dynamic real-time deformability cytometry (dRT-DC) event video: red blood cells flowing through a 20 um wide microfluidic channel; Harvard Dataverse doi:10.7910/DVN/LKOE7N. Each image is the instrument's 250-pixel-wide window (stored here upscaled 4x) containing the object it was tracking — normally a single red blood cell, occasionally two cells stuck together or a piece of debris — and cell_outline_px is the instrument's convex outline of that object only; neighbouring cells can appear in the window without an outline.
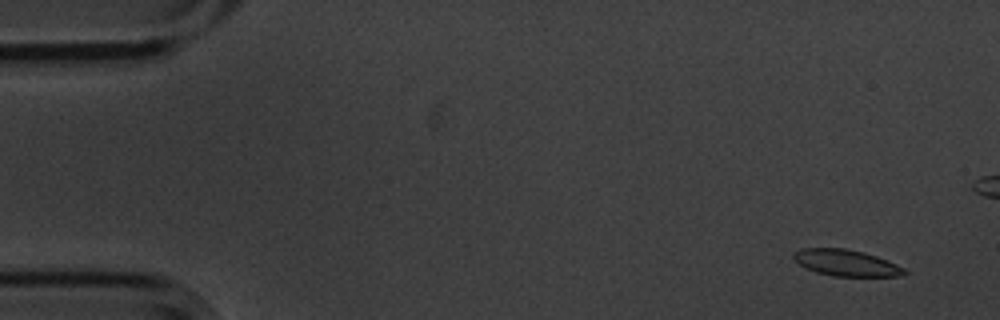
{"species": "common noctule bat (a hibernating species)", "species_latin": "Nyctalus noctula", "temperature_condition": "cold", "stored_images_in_passage": 11, "segment_of_instrument_passage": [1, 2], "camera_frame_rate_fps": 3000, "um_per_image_px": 0.085, "animal": {"sex": "male", "body_mass_g": 20.1, "forearm_length_mm": 53.5}, "frame": {"image": 1, "passage_image": 1, "time_ms": 0.0, "image_size_px": [1000, 320], "cell_outline_px": [[908, 272], [900, 276], [836, 276], [816, 272], [800, 264], [792, 256], [800, 248], [844, 248], [864, 252], [888, 260], [904, 268]], "centroid_in_image_um": [71.96, 22.34], "position_along_channel_um": 13.0, "area_um2": 16.82}}
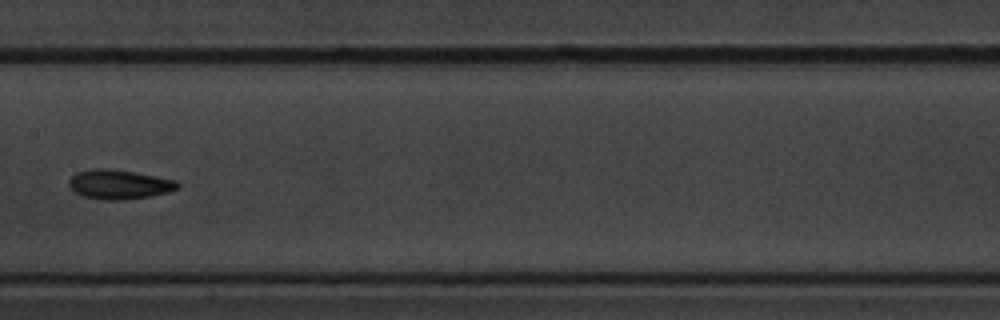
{"frame": {"image": 2, "passage_image": 7, "time_ms": 2.0, "image_size_px": [1000, 320], "cell_outline_px": [[180, 188], [168, 192], [152, 196], [124, 200], [100, 200], [80, 196], [68, 184], [68, 180], [76, 172], [88, 168], [108, 168], [156, 176], [176, 180], [180, 184]], "centroid_in_image_um": [10.11, 15.68], "position_along_channel_um": 197.3, "area_um2": 18.9}}
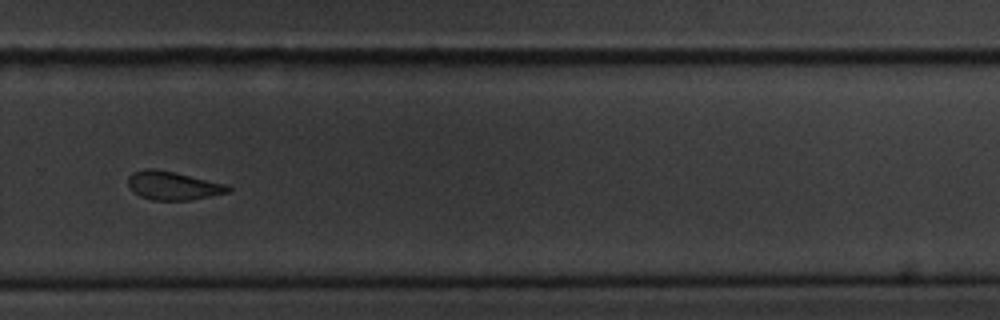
{"frame": {"image": 3, "passage_image": 10, "time_ms": 3.0, "image_size_px": [1000, 320], "cell_outline_px": [[232, 188], [228, 192], [188, 200], [152, 200], [140, 196], [128, 184], [128, 176], [132, 172], [144, 168], [156, 168], [228, 184]], "centroid_in_image_um": [14.7, 15.76], "position_along_channel_um": 315.1, "area_um2": 16.53}}